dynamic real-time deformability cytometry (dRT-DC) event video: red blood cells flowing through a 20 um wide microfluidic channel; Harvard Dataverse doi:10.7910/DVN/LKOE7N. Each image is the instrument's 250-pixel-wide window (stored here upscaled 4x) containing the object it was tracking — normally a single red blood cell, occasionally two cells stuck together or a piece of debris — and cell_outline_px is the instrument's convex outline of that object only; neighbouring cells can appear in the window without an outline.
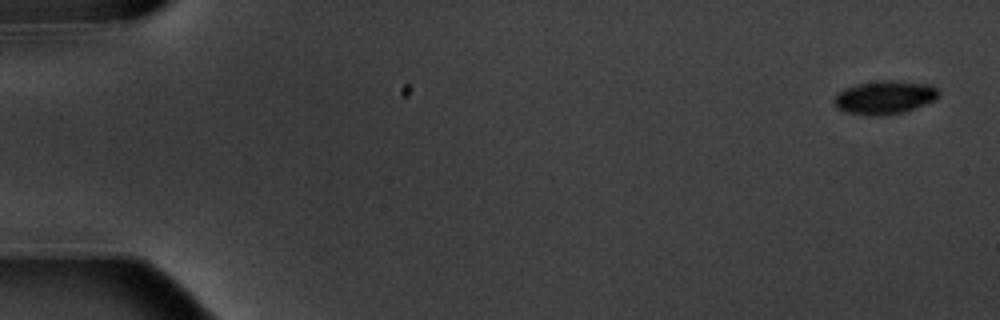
{"species": "common noctule bat (a hibernating species)", "species_latin": "Nyctalus noctula", "temperature_condition": "warm", "stored_images_in_passage": 8, "camera_frame_rate_fps": 3000, "um_per_image_px": 0.085, "animal": {"sex": "male", "body_mass_g": 20.1, "forearm_length_mm": 53.5}, "frame": {"image": 1, "passage_image": 1, "time_ms": 0.0, "image_size_px": [1000, 320], "cell_outline_px": [[940, 96], [936, 100], [904, 112], [880, 116], [844, 112], [836, 108], [832, 104], [832, 100], [844, 88], [856, 84], [880, 80], [900, 80], [932, 84], [940, 92]], "centroid_in_image_um": [75.21, 8.26], "position_along_channel_um": 9.8, "area_um2": 20.75}}
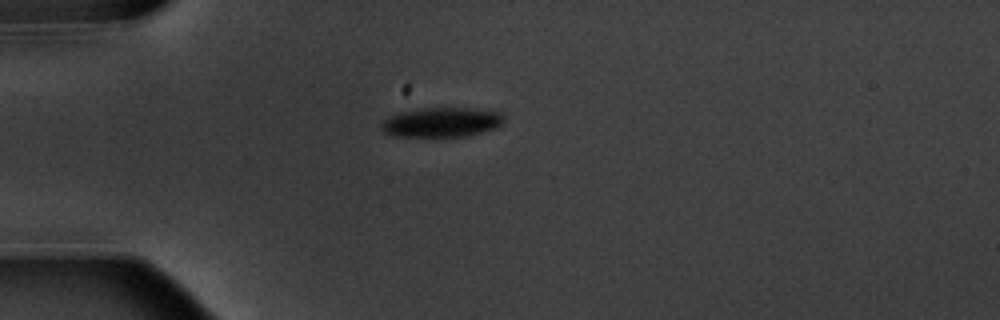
{"frame": {"image": 2, "passage_image": 5, "time_ms": 4.667, "image_size_px": [1000, 320], "cell_outline_px": [[504, 120], [496, 128], [468, 136], [392, 136], [384, 132], [380, 128], [380, 124], [384, 120], [400, 112], [424, 108], [464, 108], [500, 112], [504, 116]], "centroid_in_image_um": [37.53, 10.4], "position_along_channel_um": 47.5, "area_um2": 20.92}}